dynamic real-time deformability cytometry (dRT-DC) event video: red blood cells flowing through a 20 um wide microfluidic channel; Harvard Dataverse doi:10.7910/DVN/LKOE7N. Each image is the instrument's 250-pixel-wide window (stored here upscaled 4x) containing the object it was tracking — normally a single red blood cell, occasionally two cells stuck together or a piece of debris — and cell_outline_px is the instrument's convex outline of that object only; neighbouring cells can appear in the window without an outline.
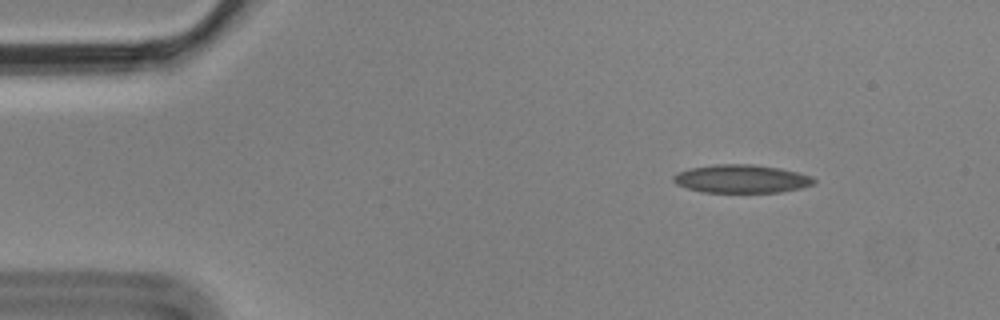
{"species": "Egyptian fruit bat (a non-hibernating species)", "species_latin": "Rousettus aegyptiacus", "temperature_condition": "cold", "stored_images_in_passage": 4, "camera_frame_rate_fps": 3000, "um_per_image_px": 0.085, "animal": {"sex": "male"}, "frame": {"image": 1, "passage_image": 2, "time_ms": 0.333, "image_size_px": [1000, 320], "cell_outline_px": [[816, 180], [812, 184], [800, 188], [780, 192], [700, 192], [676, 184], [672, 180], [672, 176], [676, 172], [688, 168], [716, 164], [752, 164], [780, 168], [812, 176]], "centroid_in_image_um": [62.97, 15.19], "position_along_channel_um": 22.0, "area_um2": 23.18}}